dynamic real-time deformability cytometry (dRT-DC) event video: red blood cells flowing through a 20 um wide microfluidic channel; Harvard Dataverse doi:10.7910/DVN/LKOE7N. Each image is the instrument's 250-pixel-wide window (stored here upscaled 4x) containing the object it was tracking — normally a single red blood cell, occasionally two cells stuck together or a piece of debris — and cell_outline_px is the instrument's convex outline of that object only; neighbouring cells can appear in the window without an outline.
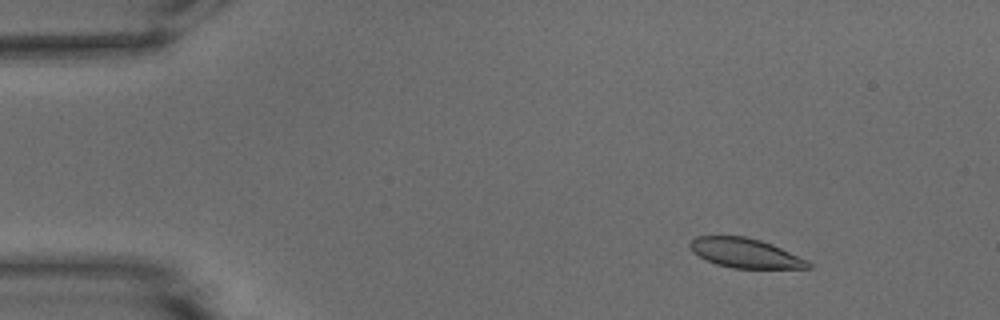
{"species": "common noctule bat (a hibernating species)", "species_latin": "Nyctalus noctula", "temperature_condition": "warm", "stored_images_in_passage": 53, "camera_frame_rate_fps": 3000, "um_per_image_px": 0.085, "animal": {"sex": "male", "body_mass_g": 15.6}, "frame": {"image": 1, "passage_image": 7, "time_ms": 2.0, "image_size_px": [1000, 320], "cell_outline_px": [[812, 268], [732, 268], [716, 264], [692, 252], [688, 244], [696, 236], [744, 236], [760, 240], [772, 244], [808, 260], [812, 264]], "centroid_in_image_um": [63.35, 21.51], "position_along_channel_um": 21.6, "area_um2": 20.23}}
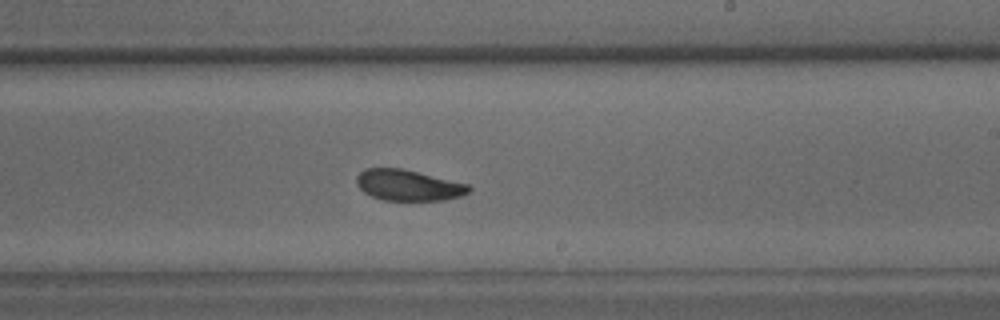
{"frame": {"image": 2, "passage_image": 32, "time_ms": 10.333, "image_size_px": [1000, 320], "cell_outline_px": [[472, 188], [468, 192], [460, 196], [444, 200], [384, 200], [372, 196], [364, 192], [356, 184], [356, 176], [364, 168], [404, 168], [468, 184]], "centroid_in_image_um": [34.69, 15.73], "position_along_channel_um": 254.3, "area_um2": 20.29}}
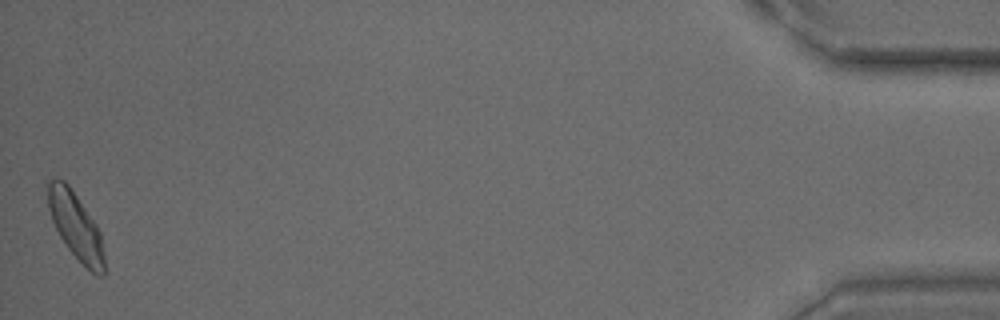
{"frame": {"image": 3, "passage_image": 53, "time_ms": 17.333, "image_size_px": [1000, 320], "cell_outline_px": [[104, 276], [100, 276], [92, 272], [68, 248], [60, 236], [52, 220], [48, 208], [48, 184], [56, 176], [64, 180], [68, 184], [96, 224], [100, 232], [104, 256]], "centroid_in_image_um": [6.44, 19.19], "position_along_channel_um": 428.8, "area_um2": 21.39}, "authors_computed_cell_mechanics": {"area_um2": 21.3282, "velocity_mm_per_s": 3.8078, "shape_relaxation_time_tau1_ms": 3.5766, "shape_relaxation_time_tau2_ms": 2.9312, "deformation_change_tau1": 0.1301, "deformation_change_tau2": 0.075}}